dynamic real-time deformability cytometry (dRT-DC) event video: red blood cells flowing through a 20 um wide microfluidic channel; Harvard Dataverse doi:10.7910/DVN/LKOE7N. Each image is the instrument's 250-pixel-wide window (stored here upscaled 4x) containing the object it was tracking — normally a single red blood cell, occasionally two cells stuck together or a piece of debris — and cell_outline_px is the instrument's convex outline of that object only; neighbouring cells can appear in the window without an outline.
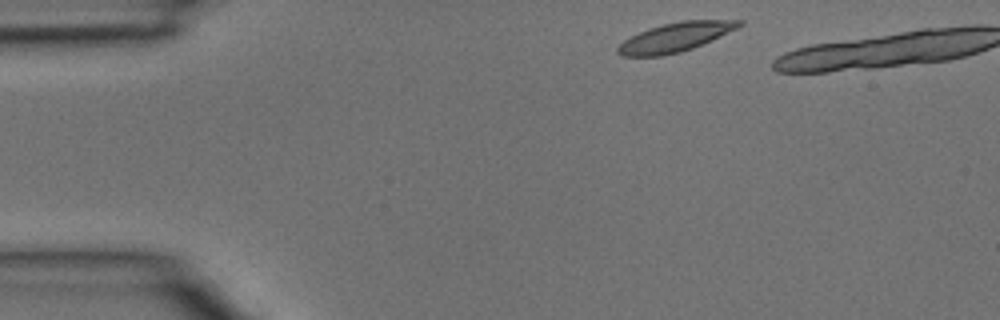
{"species": "common noctule bat (a hibernating species)", "species_latin": "Nyctalus noctula", "temperature_condition": "room temperature", "stored_images_in_passage": 7, "camera_frame_rate_fps": 3000, "um_per_image_px": 0.085, "animal": {"sex": "male", "body_mass_g": 15.6}, "frame": {"image": 1, "passage_image": 1, "time_ms": 0.0, "image_size_px": [1000, 320], "cell_outline_px": [[744, 24], [736, 28], [692, 48], [680, 52], [660, 56], [620, 56], [616, 52], [616, 48], [624, 40], [648, 28], [680, 20], [744, 20]], "centroid_in_image_um": [57.36, 3.16], "position_along_channel_um": 27.6, "area_um2": 20.23}}